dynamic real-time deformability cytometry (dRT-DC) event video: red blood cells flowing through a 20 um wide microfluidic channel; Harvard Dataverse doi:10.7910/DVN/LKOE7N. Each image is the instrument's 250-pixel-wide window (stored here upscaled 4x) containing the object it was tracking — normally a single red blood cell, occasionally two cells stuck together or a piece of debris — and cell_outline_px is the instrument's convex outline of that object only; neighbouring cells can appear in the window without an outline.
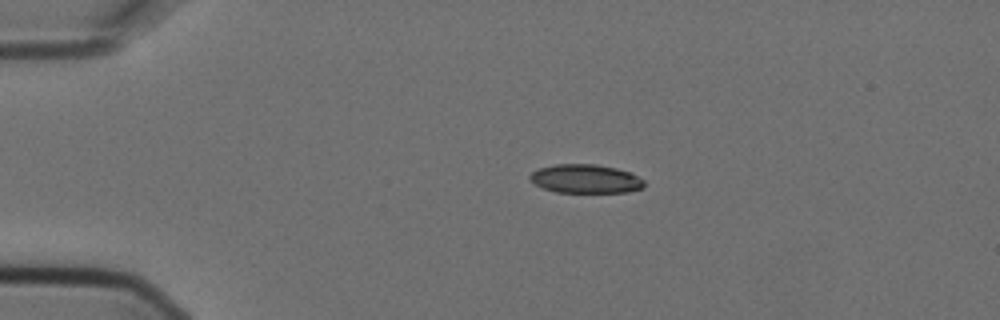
{"species": "Egyptian fruit bat (a non-hibernating species)", "species_latin": "Rousettus aegyptiacus", "temperature_condition": "cold", "stored_images_in_passage": 3, "segment_of_instrument_passage": [1, 2], "camera_frame_rate_fps": 3000, "um_per_image_px": 0.085, "animal": {"sex": "female"}, "frame": {"image": 1, "passage_image": 1, "time_ms": 0.0, "image_size_px": [1000, 320], "cell_outline_px": [[644, 188], [628, 192], [556, 192], [544, 188], [528, 180], [528, 176], [532, 172], [540, 168], [556, 164], [596, 164], [616, 168], [632, 172], [644, 180]], "centroid_in_image_um": [49.79, 15.19], "position_along_channel_um": 35.2, "area_um2": 19.25}}